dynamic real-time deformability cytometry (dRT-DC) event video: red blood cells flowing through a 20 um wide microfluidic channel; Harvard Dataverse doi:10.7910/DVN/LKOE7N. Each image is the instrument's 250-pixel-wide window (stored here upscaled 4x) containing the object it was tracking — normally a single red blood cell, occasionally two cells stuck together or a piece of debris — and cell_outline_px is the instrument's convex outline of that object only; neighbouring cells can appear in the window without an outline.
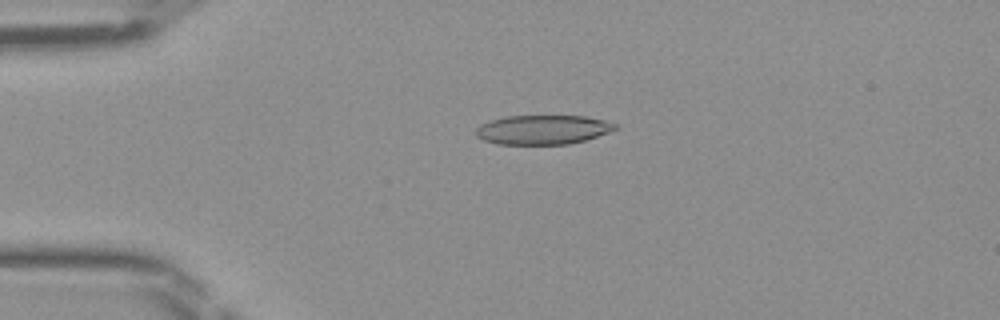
{"species": "Egyptian fruit bat (a non-hibernating species)", "species_latin": "Rousettus aegyptiacus", "temperature_condition": "room temperature", "stored_images_in_passage": 47, "camera_frame_rate_fps": 3000, "um_per_image_px": 0.085, "frame": {"image": 1, "passage_image": 11, "time_ms": 3.333, "image_size_px": [1000, 320], "cell_outline_px": [[616, 128], [608, 132], [584, 140], [568, 144], [496, 144], [484, 140], [476, 136], [476, 128], [480, 124], [504, 116], [584, 116], [604, 120], [616, 124]], "centroid_in_image_um": [46.09, 11.02], "position_along_channel_um": 38.9, "area_um2": 23.58}}
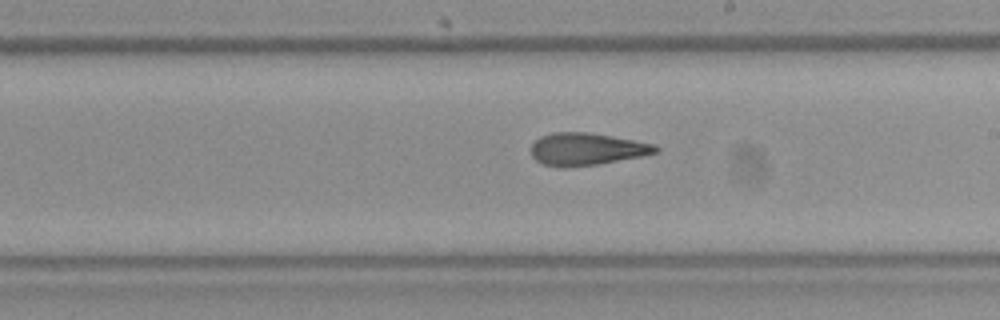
{"frame": {"image": 2, "passage_image": 27, "time_ms": 8.667, "image_size_px": [1000, 320], "cell_outline_px": [[660, 152], [640, 156], [596, 164], [564, 168], [544, 164], [536, 160], [532, 156], [532, 144], [540, 136], [552, 132], [588, 132], [612, 136], [656, 144], [660, 148]], "centroid_in_image_um": [49.87, 12.66], "position_along_channel_um": 239.1, "area_um2": 23.41}}
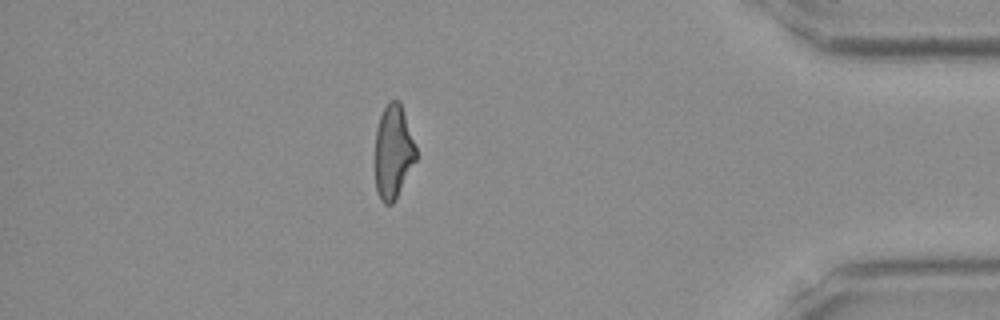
{"frame": {"image": 3, "passage_image": 41, "time_ms": 13.333, "image_size_px": [1000, 320], "cell_outline_px": [[416, 160], [392, 204], [384, 204], [380, 200], [376, 192], [376, 128], [380, 116], [388, 100], [400, 100], [416, 148]], "centroid_in_image_um": [33.41, 12.89], "position_along_channel_um": 401.8, "area_um2": 22.08}}